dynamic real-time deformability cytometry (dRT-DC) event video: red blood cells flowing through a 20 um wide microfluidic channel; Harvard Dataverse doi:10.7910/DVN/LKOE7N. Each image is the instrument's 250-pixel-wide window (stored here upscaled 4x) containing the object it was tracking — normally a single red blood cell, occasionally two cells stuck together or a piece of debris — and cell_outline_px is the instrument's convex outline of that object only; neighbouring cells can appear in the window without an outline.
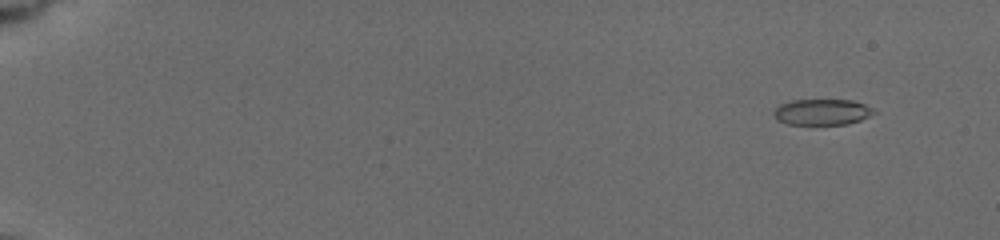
{"species": "common noctule bat (a hibernating species)", "species_latin": "Nyctalus noctula", "temperature_condition": "cold", "stored_images_in_passage": 21, "camera_frame_rate_fps": 3000, "um_per_image_px": 0.085, "animal": {"sex": "female", "body_mass_g": 19.5, "forearm_length_mm": 54.1}, "frame": {"image": 1, "passage_image": 2, "time_ms": 1.0, "image_size_px": [1000, 240], "cell_outline_px": [[876, 112], [860, 120], [848, 124], [788, 124], [776, 120], [772, 116], [772, 112], [780, 104], [792, 100], [852, 100], [864, 104], [872, 108]], "centroid_in_image_um": [69.83, 9.52], "position_along_channel_um": 15.2, "area_um2": 15.14}}
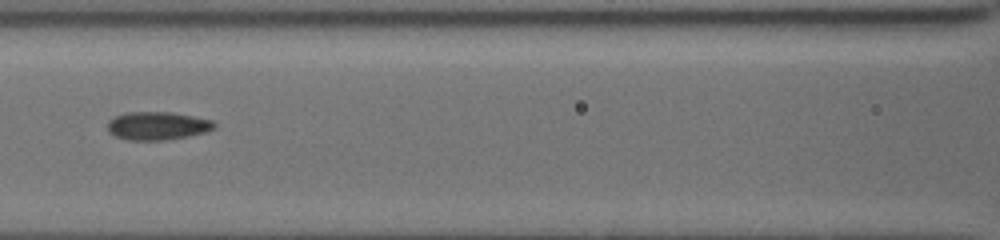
{"frame": {"image": 2, "passage_image": 13, "time_ms": 9.0, "image_size_px": [1000, 240], "cell_outline_px": [[216, 128], [204, 132], [184, 136], [160, 140], [128, 140], [116, 136], [108, 128], [108, 120], [124, 112], [172, 112], [212, 120], [216, 124]], "centroid_in_image_um": [13.38, 10.67], "position_along_channel_um": 153.2, "area_um2": 17.22}}
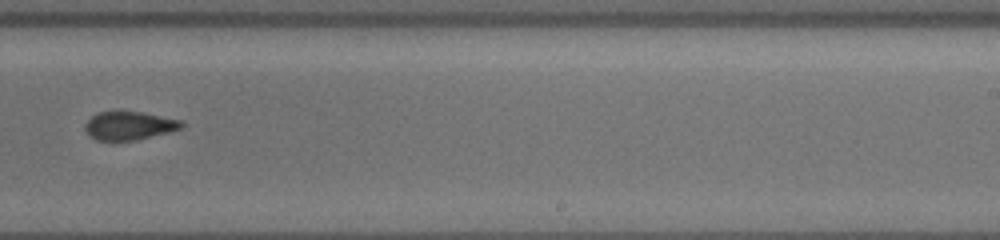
{"frame": {"image": 3, "passage_image": 21, "time_ms": 12.333, "image_size_px": [1000, 240], "cell_outline_px": [[184, 124], [180, 128], [168, 132], [136, 140], [96, 140], [84, 128], [84, 124], [92, 116], [100, 112], [120, 108], [144, 112], [184, 120]], "centroid_in_image_um": [10.99, 10.62], "position_along_channel_um": 278.0, "area_um2": 16.42}}